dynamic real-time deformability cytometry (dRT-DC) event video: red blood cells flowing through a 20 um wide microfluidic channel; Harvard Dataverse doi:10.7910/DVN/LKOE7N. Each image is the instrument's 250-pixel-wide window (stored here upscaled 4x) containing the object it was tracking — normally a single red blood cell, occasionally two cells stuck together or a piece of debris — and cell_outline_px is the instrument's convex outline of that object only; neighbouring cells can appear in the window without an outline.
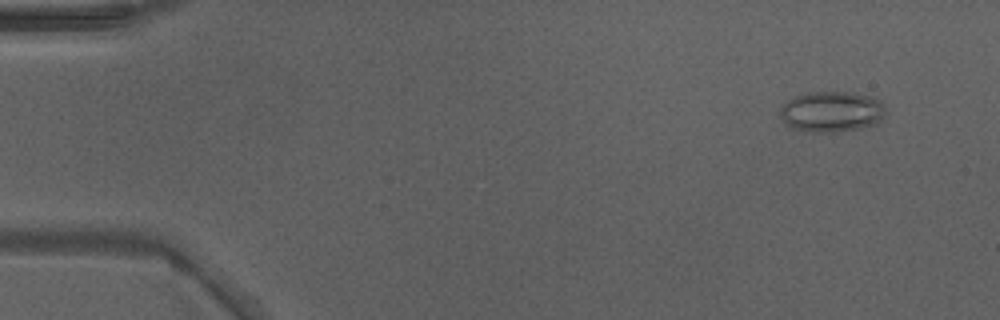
{"species": "Egyptian fruit bat (a non-hibernating species)", "species_latin": "Rousettus aegyptiacus", "temperature_condition": "warm", "stored_images_in_passage": 48, "camera_frame_rate_fps": 3000, "um_per_image_px": 0.085, "animal": {"sex": "male"}, "frame": {"image": 1, "passage_image": 4, "time_ms": 1.0, "image_size_px": [1000, 320], "cell_outline_px": [[888, 112], [876, 124], [836, 132], [812, 132], [792, 128], [784, 124], [780, 116], [780, 108], [792, 96], [808, 92], [852, 92], [876, 96], [880, 100]], "centroid_in_image_um": [70.7, 9.47], "position_along_channel_um": 14.3, "area_um2": 25.43}}
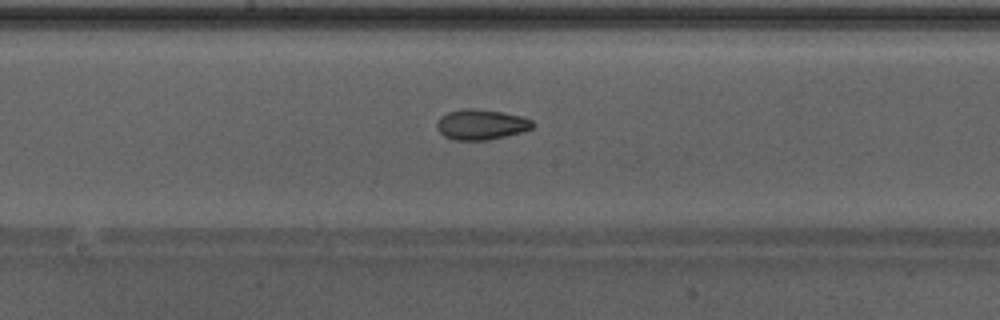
{"frame": {"image": 2, "passage_image": 26, "time_ms": 8.333, "image_size_px": [1000, 320], "cell_outline_px": [[536, 124], [532, 128], [524, 132], [488, 140], [452, 140], [444, 136], [436, 128], [436, 124], [440, 116], [448, 112], [460, 108], [472, 108], [500, 112], [520, 116], [532, 120]], "centroid_in_image_um": [40.88, 10.59], "position_along_channel_um": 207.3, "area_um2": 17.11}}
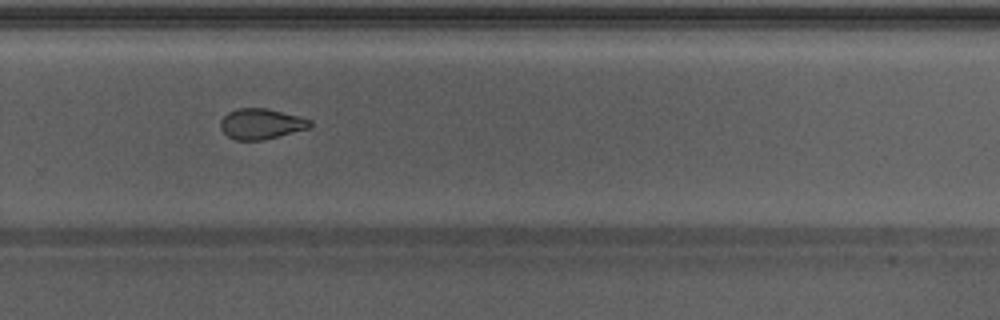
{"frame": {"image": 3, "passage_image": 33, "time_ms": 10.667, "image_size_px": [1000, 320], "cell_outline_px": [[312, 124], [308, 128], [260, 140], [236, 140], [228, 136], [220, 128], [220, 120], [228, 112], [236, 108], [268, 108], [300, 116], [312, 120]], "centroid_in_image_um": [22.18, 10.5], "position_along_channel_um": 307.6, "area_um2": 15.84}, "authors_computed_cell_mechanics": {"area_um2": 17.9469, "velocity_mm_per_s": 4.3121, "shape_relaxation_time_tau1_ms": 9.6488, "shape_relaxation_time_tau2_ms": 2.5129, "deformation_change_tau1": 0.1821, "deformation_change_tau2": 0.084}}